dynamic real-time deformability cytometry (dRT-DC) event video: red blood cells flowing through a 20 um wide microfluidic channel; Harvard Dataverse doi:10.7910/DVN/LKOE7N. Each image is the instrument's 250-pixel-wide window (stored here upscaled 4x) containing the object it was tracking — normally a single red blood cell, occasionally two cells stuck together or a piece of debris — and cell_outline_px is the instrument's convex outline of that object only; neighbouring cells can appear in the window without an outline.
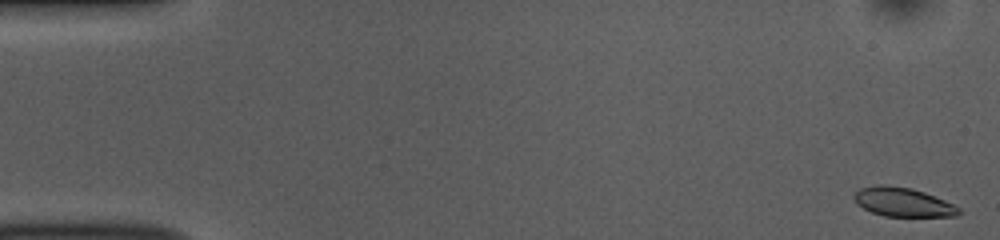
{"species": "common noctule bat (a hibernating species)", "species_latin": "Nyctalus noctula", "temperature_condition": "room temperature", "stored_images_in_passage": 52, "camera_frame_rate_fps": 3000, "um_per_image_px": 0.085, "animal": {"sex": "female", "body_mass_g": 10.0, "forearm_length_mm": 53.1}, "frame": {"image": 1, "passage_image": 1, "time_ms": 0.0, "image_size_px": [1000, 240], "cell_outline_px": [[960, 216], [884, 216], [872, 212], [856, 204], [852, 196], [860, 188], [880, 184], [884, 184], [912, 188], [924, 192], [944, 200], [960, 208]], "centroid_in_image_um": [76.73, 17.17], "position_along_channel_um": 8.3, "area_um2": 17.69}}
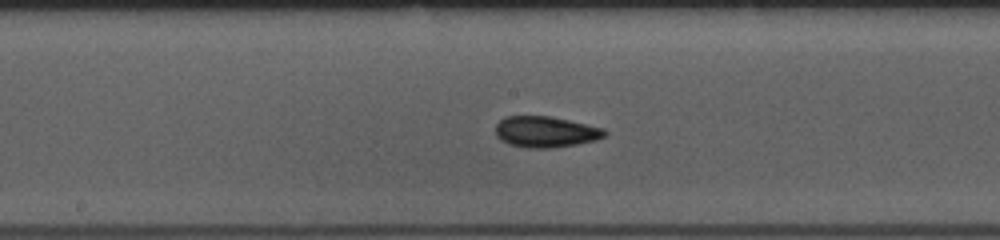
{"frame": {"image": 2, "passage_image": 27, "time_ms": 8.667, "image_size_px": [1000, 240], "cell_outline_px": [[608, 132], [604, 136], [596, 140], [576, 144], [548, 148], [528, 148], [508, 144], [500, 140], [496, 136], [496, 124], [504, 116], [548, 116], [568, 120], [604, 128]], "centroid_in_image_um": [46.35, 11.2], "position_along_channel_um": 201.8, "area_um2": 19.71}}
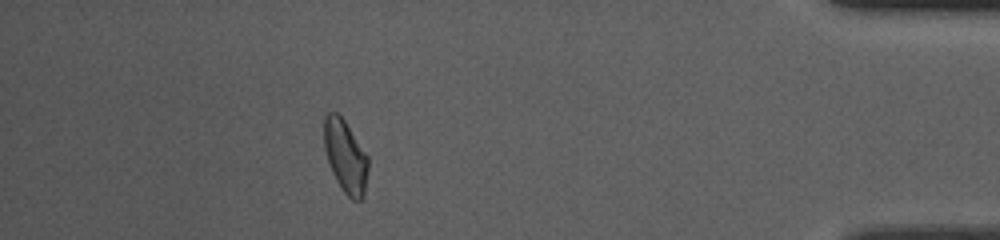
{"frame": {"image": 3, "passage_image": 47, "time_ms": 15.333, "image_size_px": [1000, 240], "cell_outline_px": [[368, 168], [364, 196], [360, 200], [352, 200], [344, 192], [336, 180], [328, 164], [324, 148], [324, 116], [328, 112], [336, 112], [344, 120], [368, 156]], "centroid_in_image_um": [29.35, 13.3], "position_along_channel_um": 405.8, "area_um2": 18.67}, "authors_computed_cell_mechanics": {"area_um2": 18.8428, "velocity_mm_per_s": 3.7805, "shape_relaxation_time_tau1_ms": 4.0969, "shape_relaxation_time_tau2_ms": 2.778, "deformation_change_tau1": 0.1032, "deformation_change_tau2": 0.0557}}